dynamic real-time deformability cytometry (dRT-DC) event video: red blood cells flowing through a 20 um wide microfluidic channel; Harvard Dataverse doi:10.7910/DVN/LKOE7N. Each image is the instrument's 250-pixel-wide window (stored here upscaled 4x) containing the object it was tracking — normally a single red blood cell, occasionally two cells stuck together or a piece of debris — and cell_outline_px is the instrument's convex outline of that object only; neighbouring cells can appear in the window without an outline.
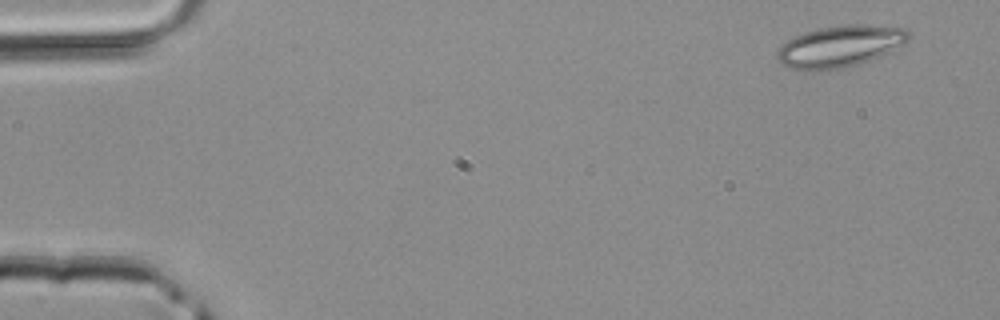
{"species": "common noctule bat (a hibernating species)", "species_latin": "Nyctalus noctula", "temperature_condition": "room temperature", "stored_images_in_passage": 3, "camera_frame_rate_fps": 3000, "um_per_image_px": 0.085, "animal": {"sex": "male", "body_mass_g": 20.4}, "frame": {"image": 1, "passage_image": 1, "time_ms": 0.0, "image_size_px": [1000, 320], "cell_outline_px": [[912, 36], [904, 44], [892, 52], [844, 68], [804, 72], [788, 68], [776, 56], [776, 52], [788, 40], [804, 32], [820, 28], [848, 24], [860, 24], [908, 28]], "centroid_in_image_um": [71.44, 3.94], "position_along_channel_um": 13.6, "area_um2": 32.08}}